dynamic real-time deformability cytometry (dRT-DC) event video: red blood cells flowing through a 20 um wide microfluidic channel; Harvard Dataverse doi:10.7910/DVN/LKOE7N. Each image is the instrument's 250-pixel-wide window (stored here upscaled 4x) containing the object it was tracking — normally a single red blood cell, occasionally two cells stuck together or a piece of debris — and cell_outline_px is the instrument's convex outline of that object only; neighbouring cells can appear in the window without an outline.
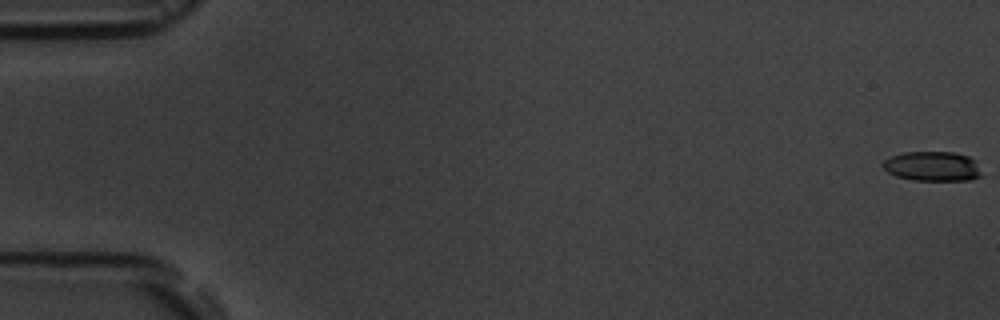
{"species": "common noctule bat (a hibernating species)", "species_latin": "Nyctalus noctula", "temperature_condition": "room temperature", "stored_images_in_passage": 7, "camera_frame_rate_fps": 3000, "um_per_image_px": 0.085, "animal": {"sex": "male", "body_mass_g": 19.5, "forearm_length_mm": 54.6}, "frame": {"image": 1, "passage_image": 1, "time_ms": 0.0, "image_size_px": [1000, 320], "cell_outline_px": [[984, 176], [972, 180], [912, 180], [896, 176], [888, 172], [880, 164], [884, 160], [892, 156], [904, 152], [956, 152], [968, 156], [976, 160]], "centroid_in_image_um": [79.31, 14.14], "position_along_channel_um": 5.7, "area_um2": 17.34}}
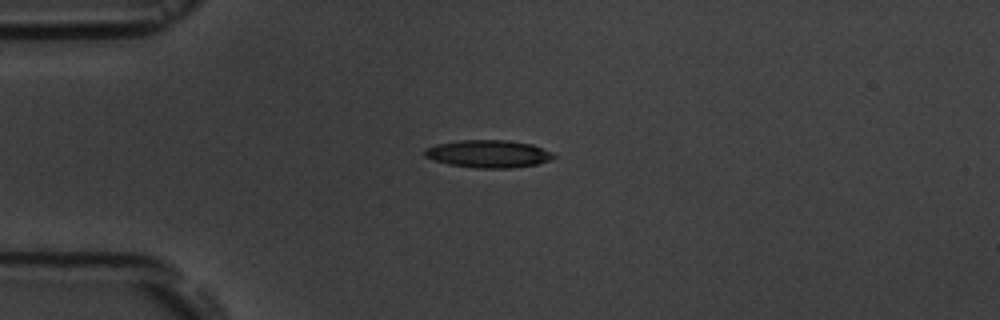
{"frame": {"image": 2, "passage_image": 5, "time_ms": 4.667, "image_size_px": [1000, 320], "cell_outline_px": [[556, 156], [548, 160], [536, 164], [512, 168], [476, 168], [448, 164], [424, 156], [424, 152], [428, 148], [436, 144], [460, 140], [508, 140], [532, 144], [552, 152]], "centroid_in_image_um": [41.52, 13.07], "position_along_channel_um": 43.5, "area_um2": 20.58}}
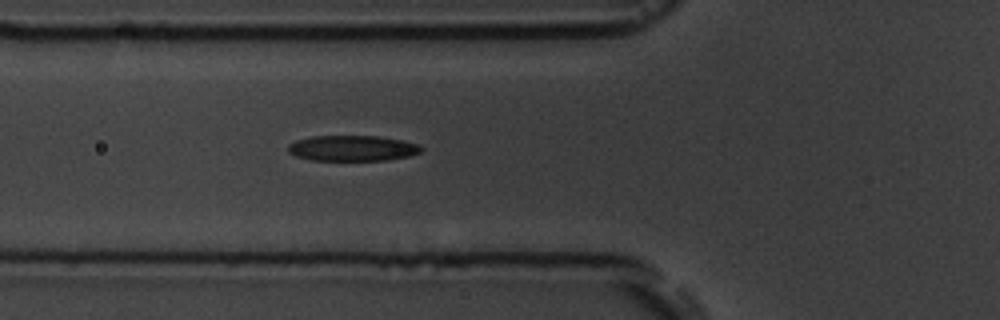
{"frame": {"image": 3, "passage_image": 7, "time_ms": 6.667, "image_size_px": [1000, 320], "cell_outline_px": [[424, 148], [420, 152], [408, 156], [388, 160], [312, 160], [296, 156], [288, 152], [288, 144], [296, 140], [312, 136], [376, 136], [400, 140], [416, 144]], "centroid_in_image_um": [29.92, 12.6], "position_along_channel_um": 95.9, "area_um2": 19.71}}